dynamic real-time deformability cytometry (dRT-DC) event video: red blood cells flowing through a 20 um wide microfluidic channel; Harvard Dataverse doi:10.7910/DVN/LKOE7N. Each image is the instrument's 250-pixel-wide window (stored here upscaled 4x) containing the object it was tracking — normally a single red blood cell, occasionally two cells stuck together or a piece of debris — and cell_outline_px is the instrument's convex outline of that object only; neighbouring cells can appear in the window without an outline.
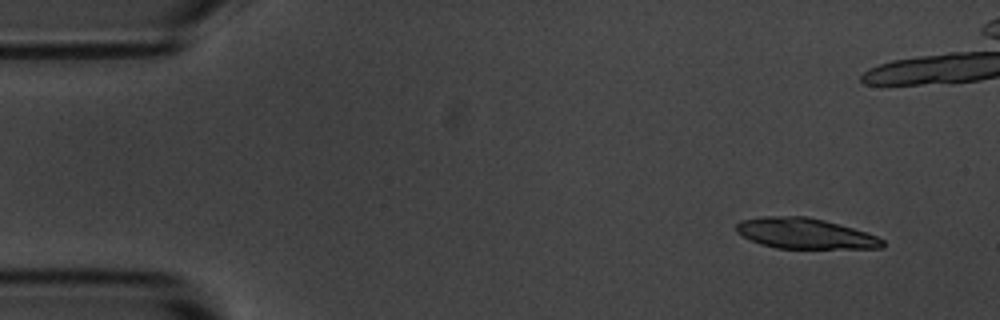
{"species": "common noctule bat (a hibernating species)", "species_latin": "Nyctalus noctula", "temperature_condition": "room temperature", "stored_images_in_passage": 51, "camera_frame_rate_fps": 3000, "um_per_image_px": 0.085, "animal": {"sex": "male", "body_mass_g": 20.1, "forearm_length_mm": 53.5}, "frame": {"image": 1, "passage_image": 1, "time_ms": 0.0, "image_size_px": [1000, 320], "cell_outline_px": [[884, 248], [776, 248], [760, 244], [736, 232], [736, 224], [740, 220], [760, 216], [804, 216], [824, 220], [852, 228], [876, 236], [884, 240]], "centroid_in_image_um": [68.39, 19.84], "position_along_channel_um": 16.6, "area_um2": 25.84}, "authors_computed_cell_mechanics": {"area_um2": 15.4904, "velocity_mm_per_s": 3.6548, "shape_relaxation_time_tau1_ms": 1.2692, "shape_relaxation_time_tau2_ms": null, "deformation_change_tau1": 0.1267, "deformation_change_tau2": null}}